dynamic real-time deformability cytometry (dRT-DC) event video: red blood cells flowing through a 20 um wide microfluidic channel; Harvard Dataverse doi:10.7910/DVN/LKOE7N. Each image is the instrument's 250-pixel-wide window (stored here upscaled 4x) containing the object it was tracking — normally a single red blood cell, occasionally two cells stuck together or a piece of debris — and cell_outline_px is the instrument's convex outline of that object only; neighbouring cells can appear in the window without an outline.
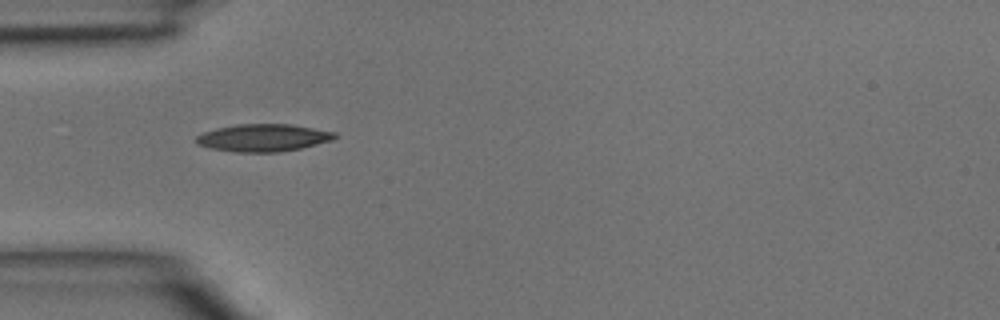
{"species": "common noctule bat (a hibernating species)", "species_latin": "Nyctalus noctula", "temperature_condition": "room temperature", "stored_images_in_passage": 1, "camera_frame_rate_fps": 3000, "um_per_image_px": 0.085, "animal": {"sex": "male", "body_mass_g": 15.6}, "frame": {"image": 1, "passage_image": 1, "time_ms": 0.0, "image_size_px": [1000, 320], "cell_outline_px": [[340, 136], [332, 140], [300, 148], [280, 152], [236, 152], [212, 148], [196, 144], [196, 136], [204, 132], [216, 128], [236, 124], [292, 124], [336, 132]], "centroid_in_image_um": [22.4, 11.7], "position_along_channel_um": 62.6, "area_um2": 22.2}}